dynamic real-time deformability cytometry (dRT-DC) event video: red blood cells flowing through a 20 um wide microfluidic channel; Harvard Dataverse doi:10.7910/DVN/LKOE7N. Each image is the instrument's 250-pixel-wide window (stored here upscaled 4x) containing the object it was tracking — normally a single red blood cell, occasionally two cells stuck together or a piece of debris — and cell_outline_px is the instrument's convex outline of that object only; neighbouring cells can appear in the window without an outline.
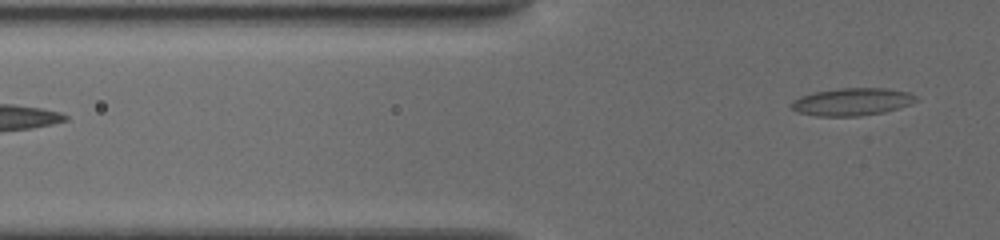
{"species": "common noctule bat (a hibernating species)", "species_latin": "Nyctalus noctula", "temperature_condition": "cold", "stored_images_in_passage": 18, "segment_of_instrument_passage": [2, 2], "camera_frame_rate_fps": 3000, "um_per_image_px": 0.085, "animal": {"sex": "female", "body_mass_g": 19.5, "forearm_length_mm": 54.1}, "frame": {"image": 1, "passage_image": 18, "time_ms": 7.667, "image_size_px": [1000, 240], "cell_outline_px": [[920, 100], [884, 112], [860, 116], [816, 116], [800, 112], [792, 108], [792, 104], [800, 96], [812, 92], [840, 88], [884, 88], [908, 92], [916, 96]], "centroid_in_image_um": [72.44, 8.64], "position_along_channel_um": 53.4, "area_um2": 19.77}}